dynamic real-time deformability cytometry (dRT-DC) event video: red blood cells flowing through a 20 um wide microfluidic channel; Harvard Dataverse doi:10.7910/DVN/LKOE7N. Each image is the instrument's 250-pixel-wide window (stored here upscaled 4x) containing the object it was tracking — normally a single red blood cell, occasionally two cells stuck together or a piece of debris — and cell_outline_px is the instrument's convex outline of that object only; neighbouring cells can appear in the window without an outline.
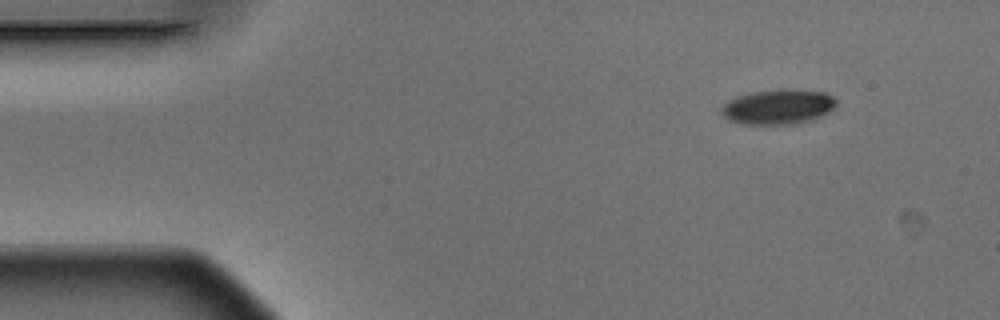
{"species": "Egyptian fruit bat (a non-hibernating species)", "species_latin": "Rousettus aegyptiacus", "temperature_condition": "warm", "stored_images_in_passage": 5, "camera_frame_rate_fps": 3000, "um_per_image_px": 0.085, "animal": {"sex": "male"}, "frame": {"image": 1, "passage_image": 1, "time_ms": 0.0, "image_size_px": [1000, 320], "cell_outline_px": [[836, 104], [828, 112], [820, 116], [808, 120], [788, 124], [748, 124], [732, 120], [724, 116], [720, 112], [720, 108], [728, 100], [736, 96], [752, 92], [824, 92], [832, 96], [836, 100]], "centroid_in_image_um": [66.08, 9.11], "position_along_channel_um": 18.9, "area_um2": 22.08}}
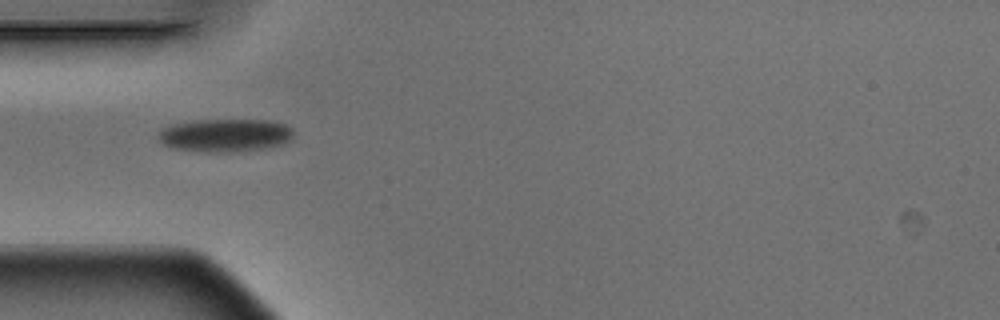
{"frame": {"image": 2, "passage_image": 4, "time_ms": 1.0, "image_size_px": [1000, 320], "cell_outline_px": [[292, 140], [268, 148], [232, 152], [204, 152], [176, 148], [164, 144], [160, 140], [160, 132], [168, 124], [196, 120], [268, 120], [284, 124], [292, 128]], "centroid_in_image_um": [19.16, 11.49], "position_along_channel_um": 65.8, "area_um2": 25.95}}
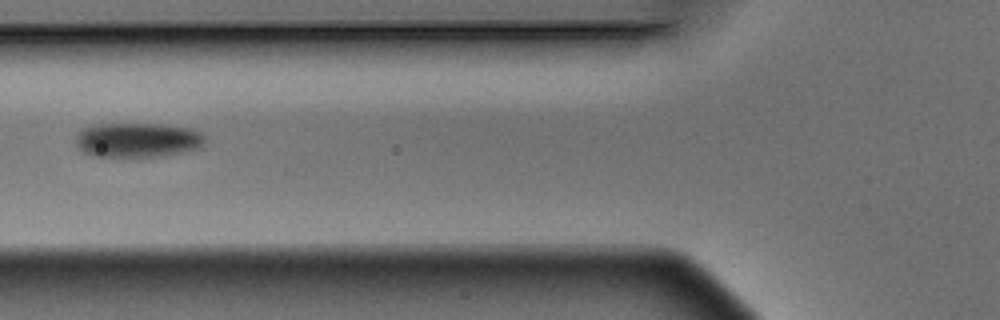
{"frame": {"image": 3, "passage_image": 5, "time_ms": 1.333, "image_size_px": [1000, 320], "cell_outline_px": [[204, 144], [200, 148], [164, 156], [132, 160], [128, 160], [92, 156], [76, 148], [76, 136], [84, 128], [96, 124], [160, 124], [192, 128], [200, 132], [204, 136]], "centroid_in_image_um": [11.67, 11.96], "position_along_channel_um": 114.1, "area_um2": 27.17}}